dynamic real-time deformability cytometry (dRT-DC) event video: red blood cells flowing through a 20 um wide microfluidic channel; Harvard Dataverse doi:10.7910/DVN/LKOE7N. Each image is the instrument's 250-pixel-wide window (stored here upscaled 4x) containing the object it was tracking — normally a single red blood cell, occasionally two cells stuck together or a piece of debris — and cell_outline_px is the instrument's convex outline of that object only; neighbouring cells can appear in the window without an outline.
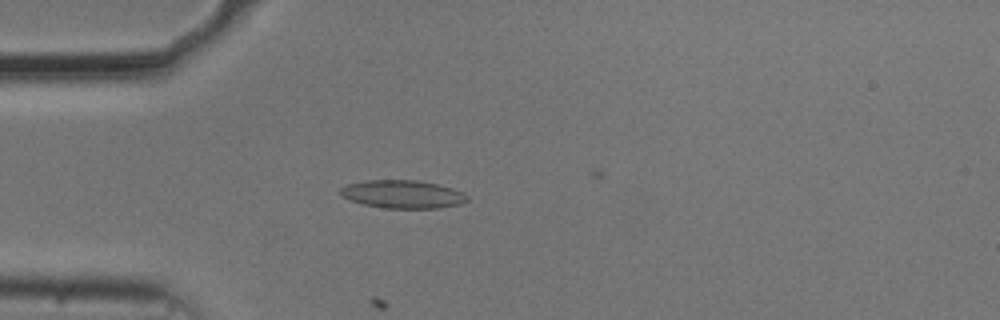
{"species": "common noctule bat (a hibernating species)", "species_latin": "Nyctalus noctula", "temperature_condition": "cold", "stored_images_in_passage": 29, "camera_frame_rate_fps": 3000, "um_per_image_px": 0.085, "animal": {"sex": "male", "body_mass_g": 20.5, "forearm_length_mm": 52.5}, "frame": {"image": 1, "passage_image": 16, "time_ms": 5.0, "image_size_px": [1000, 320], "cell_outline_px": [[468, 200], [460, 204], [440, 208], [384, 208], [364, 204], [340, 196], [340, 188], [348, 184], [368, 180], [416, 180], [436, 184], [452, 188], [464, 192], [468, 196]], "centroid_in_image_um": [34.24, 16.51], "position_along_channel_um": 50.8, "area_um2": 20.69}}